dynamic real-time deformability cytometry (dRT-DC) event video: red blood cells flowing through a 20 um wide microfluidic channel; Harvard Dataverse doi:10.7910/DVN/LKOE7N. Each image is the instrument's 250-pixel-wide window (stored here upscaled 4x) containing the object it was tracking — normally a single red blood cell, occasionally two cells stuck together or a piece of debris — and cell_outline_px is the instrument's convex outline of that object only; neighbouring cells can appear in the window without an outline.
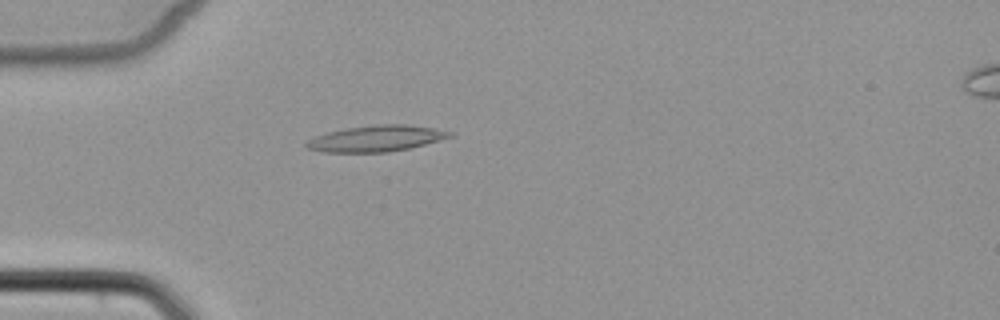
{"species": "common noctule bat (a hibernating species)", "species_latin": "Nyctalus noctula", "temperature_condition": "cold", "stored_images_in_passage": 1, "camera_frame_rate_fps": 3000, "um_per_image_px": 0.085, "animal": {"sex": "female", "body_mass_g": 22.7, "forearm_length_mm": 54.2}, "frame": {"image": 1, "passage_image": 1, "time_ms": 0.0, "image_size_px": [1000, 320], "cell_outline_px": [[452, 136], [424, 144], [408, 148], [388, 152], [324, 152], [308, 148], [304, 144], [308, 140], [316, 136], [328, 132], [348, 128], [376, 124], [404, 124], [432, 128], [452, 132]], "centroid_in_image_um": [31.95, 11.77], "position_along_channel_um": 53.1, "area_um2": 21.39}}